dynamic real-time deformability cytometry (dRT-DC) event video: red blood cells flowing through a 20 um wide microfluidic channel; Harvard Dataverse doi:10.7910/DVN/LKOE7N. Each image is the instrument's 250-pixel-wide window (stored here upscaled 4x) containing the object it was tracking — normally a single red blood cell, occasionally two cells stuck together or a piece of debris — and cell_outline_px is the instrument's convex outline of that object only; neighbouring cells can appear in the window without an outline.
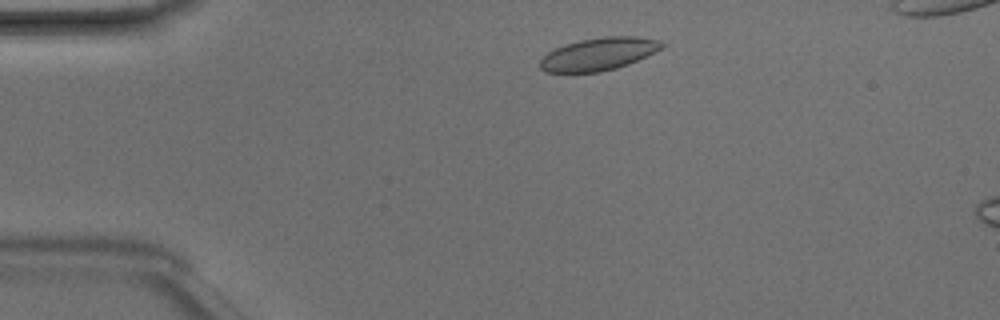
{"species": "Egyptian fruit bat (a non-hibernating species)", "species_latin": "Rousettus aegyptiacus", "temperature_condition": "room temperature", "stored_images_in_passage": 10, "camera_frame_rate_fps": 3000, "um_per_image_px": 0.085, "animal": {"sex": "male"}, "frame": {"image": 1, "passage_image": 5, "time_ms": 1.333, "image_size_px": [1000, 320], "cell_outline_px": [[668, 44], [664, 48], [628, 64], [616, 68], [600, 72], [544, 72], [540, 68], [540, 60], [548, 52], [556, 48], [580, 40], [604, 36], [636, 36], [656, 40]], "centroid_in_image_um": [50.92, 4.59], "position_along_channel_um": 34.1, "area_um2": 23.06}}